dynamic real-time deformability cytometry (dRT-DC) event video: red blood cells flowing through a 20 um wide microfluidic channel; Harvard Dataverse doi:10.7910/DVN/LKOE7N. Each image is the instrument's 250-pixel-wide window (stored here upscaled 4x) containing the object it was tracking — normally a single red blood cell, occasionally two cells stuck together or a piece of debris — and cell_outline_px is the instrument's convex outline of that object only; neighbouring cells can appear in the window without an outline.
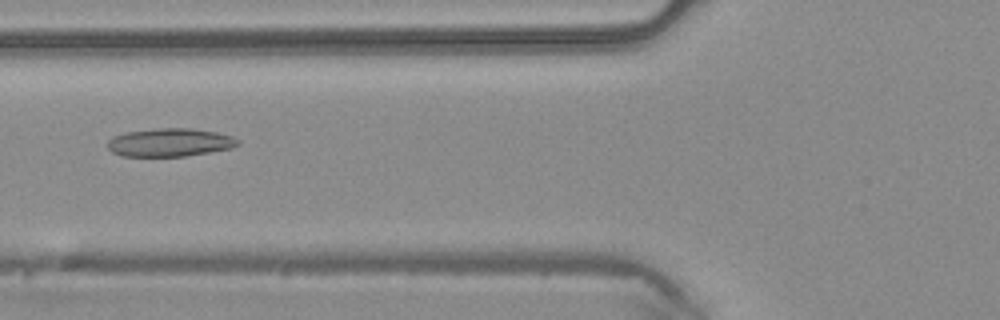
{"species": "common noctule bat (a hibernating species)", "species_latin": "Nyctalus noctula", "temperature_condition": "warm", "stored_images_in_passage": 48, "camera_frame_rate_fps": 3000, "um_per_image_px": 0.085, "animal": {"sex": "male", "body_mass_g": 20.4}, "frame": {"image": 1, "passage_image": 19, "time_ms": 6.0, "image_size_px": [1000, 320], "cell_outline_px": [[240, 144], [232, 148], [184, 156], [120, 156], [112, 152], [108, 148], [108, 140], [112, 136], [124, 132], [156, 128], [188, 128], [216, 132], [232, 136], [240, 140]], "centroid_in_image_um": [14.42, 12.1], "position_along_channel_um": 111.4, "area_um2": 21.5}}
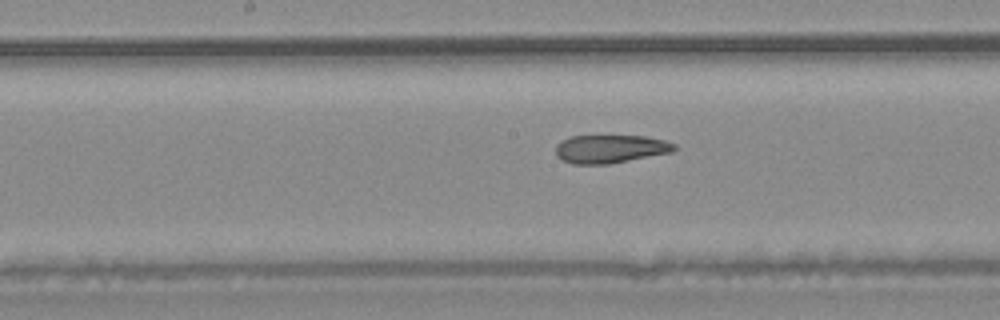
{"frame": {"image": 2, "passage_image": 25, "time_ms": 8.0, "image_size_px": [1000, 320], "cell_outline_px": [[676, 148], [672, 152], [608, 164], [572, 164], [560, 160], [556, 156], [556, 144], [572, 136], [644, 136], [664, 140], [676, 144]], "centroid_in_image_um": [51.86, 12.66], "position_along_channel_um": 196.3, "area_um2": 19.48}}
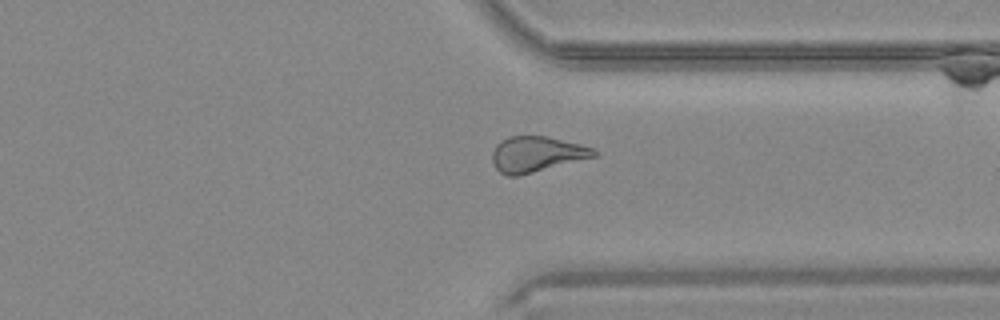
{"frame": {"image": 3, "passage_image": 37, "time_ms": 12.0, "image_size_px": [1000, 320], "cell_outline_px": [[600, 152], [596, 156], [520, 176], [508, 176], [500, 172], [496, 168], [492, 160], [492, 152], [496, 144], [500, 140], [508, 136], [548, 136], [580, 144], [592, 148]], "centroid_in_image_um": [45.6, 13.1], "position_along_channel_um": 365.8, "area_um2": 21.21}, "authors_computed_cell_mechanics": {"area_um2": 22.253, "velocity_mm_per_s": 4.2306, "shape_relaxation_time_tau1_ms": null, "shape_relaxation_time_tau2_ms": 3.287, "deformation_change_tau1": null, "deformation_change_tau2": 0.1207}}